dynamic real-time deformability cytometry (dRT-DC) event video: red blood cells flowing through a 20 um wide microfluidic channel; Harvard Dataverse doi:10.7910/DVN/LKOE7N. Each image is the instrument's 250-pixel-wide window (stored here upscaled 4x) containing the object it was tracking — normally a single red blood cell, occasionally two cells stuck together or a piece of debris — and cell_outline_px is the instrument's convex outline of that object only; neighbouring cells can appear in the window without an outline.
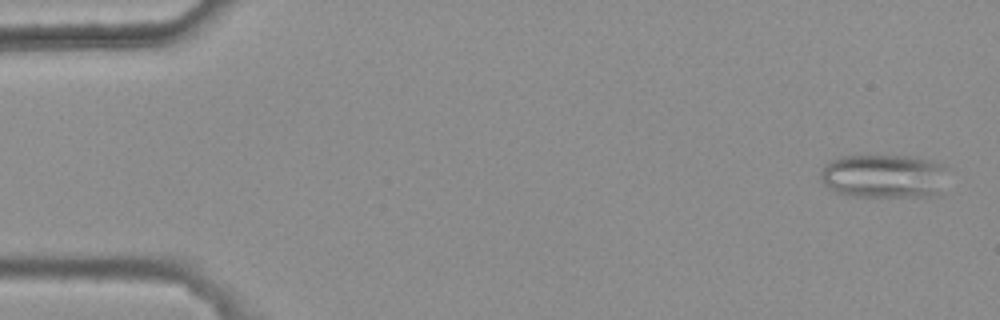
{"species": "common noctule bat (a hibernating species)", "species_latin": "Nyctalus noctula", "temperature_condition": "warm", "stored_images_in_passage": 4, "camera_frame_rate_fps": 3000, "um_per_image_px": 0.085, "animal": {"sex": "female", "body_mass_g": 25.1}, "frame": {"image": 1, "passage_image": 1, "time_ms": 0.0, "image_size_px": [1000, 320], "cell_outline_px": [[948, 168], [936, 196], [856, 196], [836, 192], [828, 188], [820, 180], [820, 172], [824, 164], [828, 160], [840, 156], [908, 156], [932, 160]], "centroid_in_image_um": [75.07, 14.96], "position_along_channel_um": 9.9, "area_um2": 32.48}}